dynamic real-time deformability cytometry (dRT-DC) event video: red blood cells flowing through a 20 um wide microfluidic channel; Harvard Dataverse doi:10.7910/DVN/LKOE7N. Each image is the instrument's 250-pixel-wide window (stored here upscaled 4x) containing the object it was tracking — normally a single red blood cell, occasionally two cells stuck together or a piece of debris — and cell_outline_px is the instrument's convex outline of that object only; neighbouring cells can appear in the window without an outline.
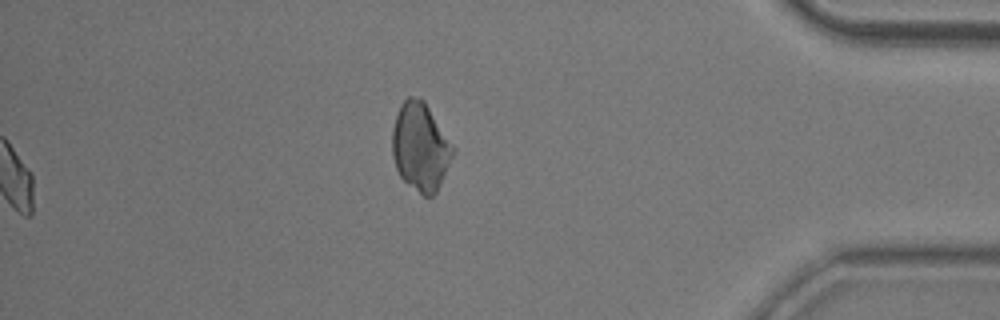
{"species": "common noctule bat (a hibernating species)", "species_latin": "Nyctalus noctula", "temperature_condition": "room temperature", "stored_images_in_passage": 53, "camera_frame_rate_fps": 3000, "um_per_image_px": 0.085, "animal": {"sex": "male", "body_mass_g": 20.5, "forearm_length_mm": 52.5}, "frame": {"image": 1, "passage_image": 53, "time_ms": 17.333, "image_size_px": [1000, 320], "cell_outline_px": [[456, 152], [436, 192], [432, 196], [424, 196], [404, 180], [400, 176], [396, 168], [392, 156], [392, 128], [400, 104], [408, 96], [420, 96], [424, 100], [456, 148]], "centroid_in_image_um": [35.75, 12.45], "position_along_channel_um": 399.4, "area_um2": 31.44}, "authors_computed_cell_mechanics": {"area_um2": 17.629, "velocity_mm_per_s": 3.8282, "shape_relaxation_time_tau1_ms": 5.4411, "shape_relaxation_time_tau2_ms": 7.1367, "deformation_change_tau1": 0.1099, "deformation_change_tau2": 0.1366}}